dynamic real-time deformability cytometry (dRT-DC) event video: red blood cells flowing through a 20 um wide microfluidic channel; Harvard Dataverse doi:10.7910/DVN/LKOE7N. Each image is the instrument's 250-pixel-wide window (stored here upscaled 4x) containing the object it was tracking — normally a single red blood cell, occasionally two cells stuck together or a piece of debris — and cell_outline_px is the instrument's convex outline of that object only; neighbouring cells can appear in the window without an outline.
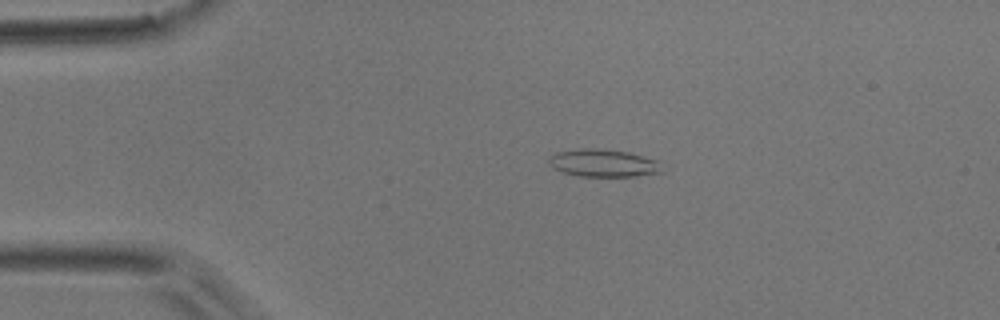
{"species": "common noctule bat (a hibernating species)", "species_latin": "Nyctalus noctula", "temperature_condition": "room temperature", "stored_images_in_passage": 46, "camera_frame_rate_fps": 3000, "um_per_image_px": 0.085, "animal": {"sex": "male", "body_mass_g": 17.9}, "frame": {"image": 1, "passage_image": 5, "time_ms": 1.333, "image_size_px": [1000, 320], "cell_outline_px": [[664, 172], [636, 176], [580, 176], [564, 172], [556, 168], [548, 160], [548, 156], [556, 152], [580, 148], [596, 148], [628, 152], [656, 160]], "centroid_in_image_um": [51.28, 13.85], "position_along_channel_um": 33.7, "area_um2": 17.98}}
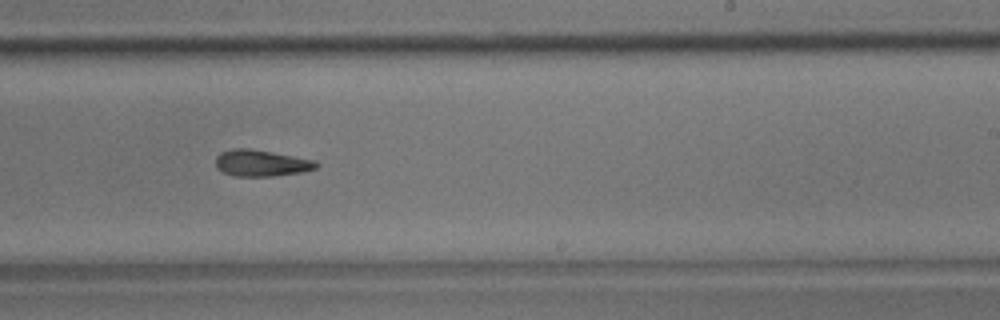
{"frame": {"image": 2, "passage_image": 26, "time_ms": 8.333, "image_size_px": [1000, 320], "cell_outline_px": [[320, 164], [316, 168], [300, 172], [272, 176], [236, 176], [224, 172], [216, 168], [216, 156], [220, 152], [232, 148], [248, 148], [272, 152], [312, 160]], "centroid_in_image_um": [22.15, 13.85], "position_along_channel_um": 266.8, "area_um2": 15.32}}
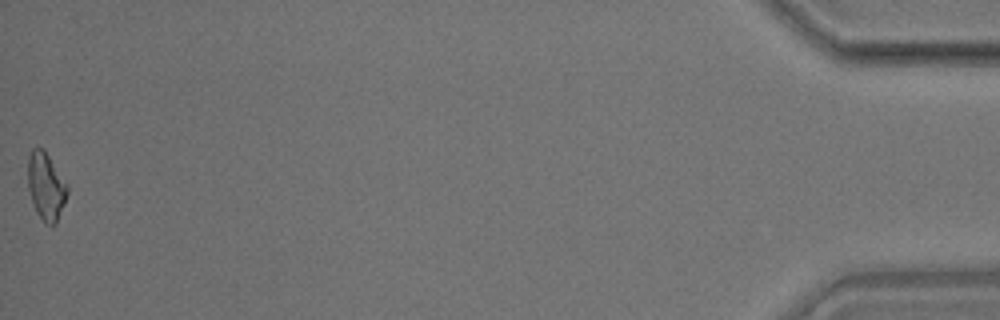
{"frame": {"image": 3, "passage_image": 46, "time_ms": 15.0, "image_size_px": [1000, 320], "cell_outline_px": [[68, 192], [64, 204], [56, 224], [44, 224], [36, 212], [28, 188], [28, 156], [32, 148], [44, 148], [68, 184]], "centroid_in_image_um": [3.92, 15.82], "position_along_channel_um": 431.3, "area_um2": 15.66}, "authors_computed_cell_mechanics": {"area_um2": 15.8372, "velocity_mm_per_s": 3.9138, "shape_relaxation_time_tau1_ms": null, "shape_relaxation_time_tau2_ms": 9.0197, "deformation_change_tau1": null, "deformation_change_tau2": 0.2136}}